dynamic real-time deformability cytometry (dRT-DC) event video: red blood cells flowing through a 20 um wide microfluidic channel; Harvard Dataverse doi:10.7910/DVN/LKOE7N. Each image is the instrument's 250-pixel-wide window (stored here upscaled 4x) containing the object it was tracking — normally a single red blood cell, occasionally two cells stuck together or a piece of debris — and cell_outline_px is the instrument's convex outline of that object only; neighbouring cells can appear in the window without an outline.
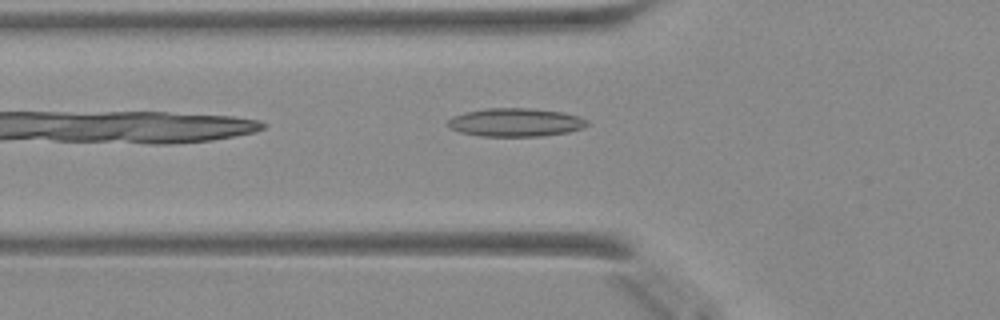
{"species": "Egyptian fruit bat (a non-hibernating species)", "species_latin": "Rousettus aegyptiacus", "temperature_condition": "warm", "stored_images_in_passage": 16, "camera_frame_rate_fps": 3000, "um_per_image_px": 0.085, "animal": {"sex": "female"}, "frame": {"image": 1, "passage_image": 3, "time_ms": 0.667, "image_size_px": [1000, 320], "cell_outline_px": [[588, 124], [584, 128], [568, 132], [540, 136], [480, 136], [460, 132], [448, 128], [448, 120], [452, 116], [464, 112], [484, 108], [532, 108], [564, 112], [580, 116], [588, 120]], "centroid_in_image_um": [43.82, 10.39], "position_along_channel_um": 82.0, "area_um2": 23.29}}
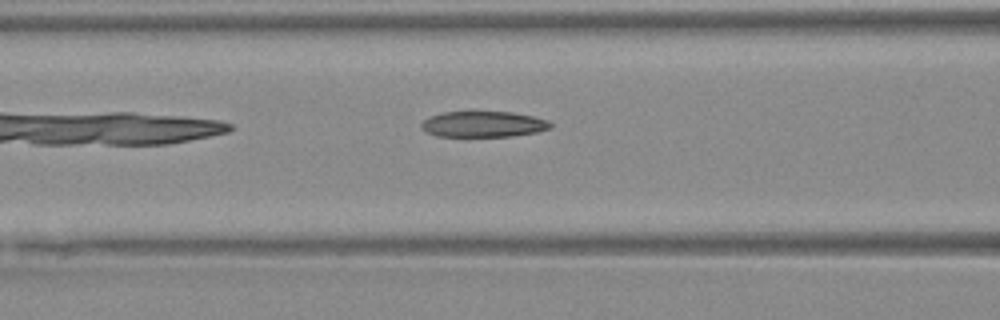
{"frame": {"image": 2, "passage_image": 6, "time_ms": 1.667, "image_size_px": [1000, 320], "cell_outline_px": [[552, 128], [536, 132], [512, 136], [436, 136], [428, 132], [420, 124], [428, 116], [440, 112], [512, 112], [532, 116], [548, 120], [552, 124]], "centroid_in_image_um": [41.09, 10.55], "position_along_channel_um": 125.5, "area_um2": 19.36}}
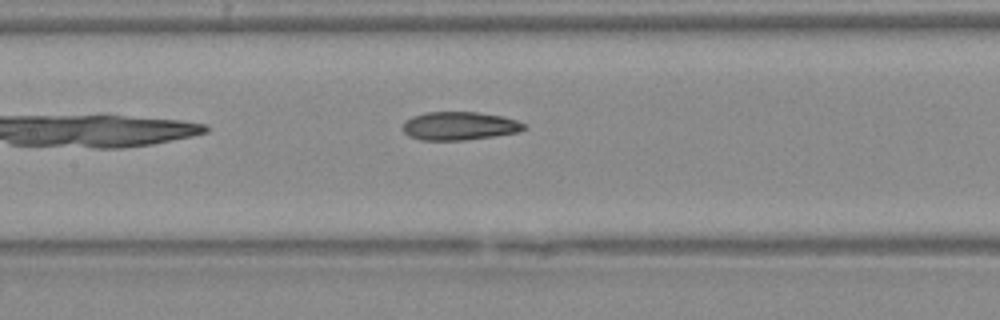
{"frame": {"image": 3, "passage_image": 9, "time_ms": 2.667, "image_size_px": [1000, 320], "cell_outline_px": [[528, 128], [516, 132], [492, 136], [460, 140], [424, 140], [408, 136], [404, 132], [404, 120], [412, 116], [424, 112], [476, 112], [504, 116], [516, 120], [524, 124]], "centroid_in_image_um": [39.03, 10.69], "position_along_channel_um": 168.4, "area_um2": 19.88}}